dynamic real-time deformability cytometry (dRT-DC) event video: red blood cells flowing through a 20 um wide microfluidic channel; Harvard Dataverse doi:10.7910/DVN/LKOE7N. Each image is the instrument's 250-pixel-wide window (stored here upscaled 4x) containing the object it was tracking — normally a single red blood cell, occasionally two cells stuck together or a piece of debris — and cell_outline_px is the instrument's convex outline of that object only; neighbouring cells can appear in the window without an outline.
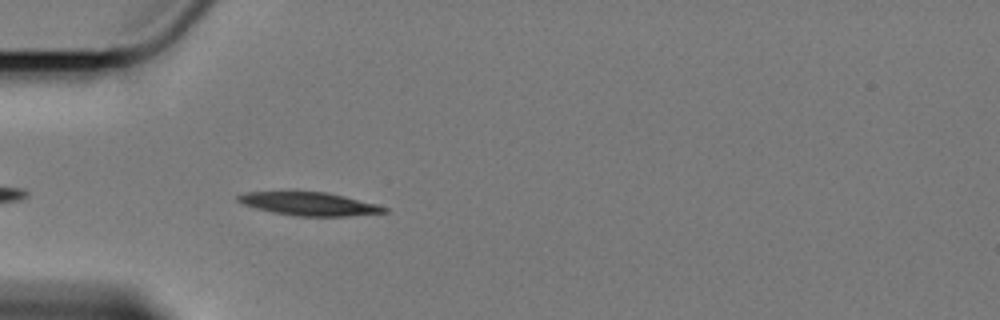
{"species": "Egyptian fruit bat (a non-hibernating species)", "species_latin": "Rousettus aegyptiacus", "temperature_condition": "cold", "stored_images_in_passage": 28, "camera_frame_rate_fps": 3000, "um_per_image_px": 0.085, "animal": {"sex": "female"}, "frame": {"image": 1, "passage_image": 1, "time_ms": 0.0, "image_size_px": [1000, 320], "cell_outline_px": [[388, 212], [348, 216], [296, 216], [272, 212], [256, 208], [244, 204], [236, 200], [236, 196], [244, 192], [328, 192], [376, 204], [388, 208]], "centroid_in_image_um": [26.28, 17.33], "position_along_channel_um": 58.7, "area_um2": 19.65}}
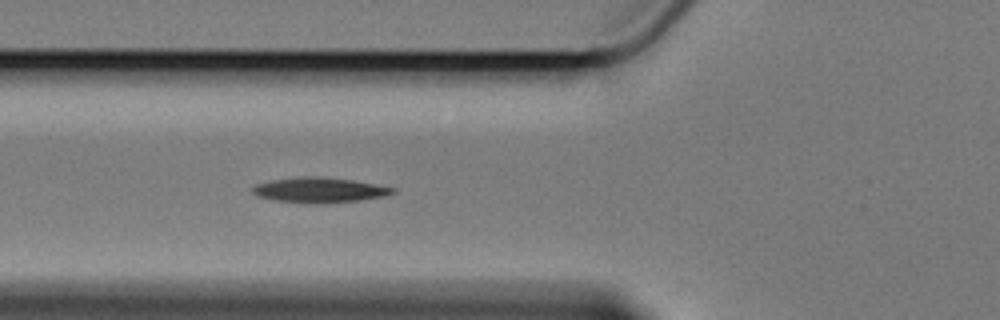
{"frame": {"image": 2, "passage_image": 5, "time_ms": 1.333, "image_size_px": [1000, 320], "cell_outline_px": [[396, 192], [384, 196], [360, 200], [328, 204], [304, 204], [272, 200], [256, 196], [252, 192], [252, 188], [256, 184], [272, 180], [300, 176], [316, 176], [352, 180], [396, 188]], "centroid_in_image_um": [27.12, 16.17], "position_along_channel_um": 98.7, "area_um2": 20.87}}